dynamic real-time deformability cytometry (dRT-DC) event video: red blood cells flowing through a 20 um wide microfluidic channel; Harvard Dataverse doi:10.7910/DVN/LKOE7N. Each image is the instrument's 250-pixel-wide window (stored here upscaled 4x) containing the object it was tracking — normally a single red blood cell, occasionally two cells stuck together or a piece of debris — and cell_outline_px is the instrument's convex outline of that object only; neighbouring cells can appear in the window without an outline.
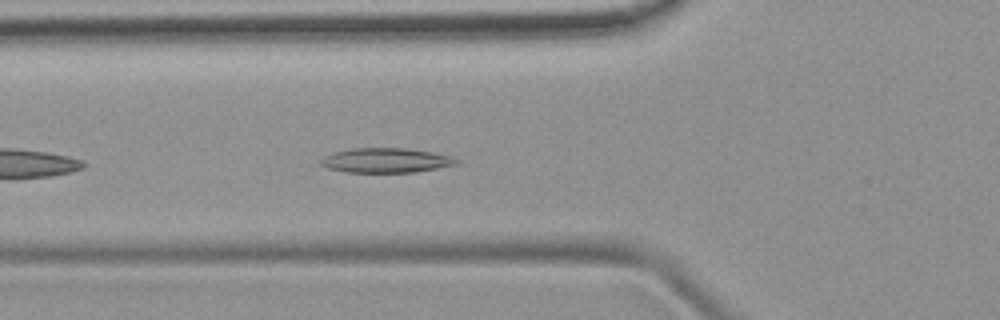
{"species": "common noctule bat (a hibernating species)", "species_latin": "Nyctalus noctula", "temperature_condition": "room temperature", "stored_images_in_passage": 8, "camera_frame_rate_fps": 3000, "um_per_image_px": 0.085, "animal": {"sex": "female", "body_mass_g": 19.9}, "frame": {"image": 1, "passage_image": 5, "time_ms": 1.333, "image_size_px": [1000, 320], "cell_outline_px": [[460, 164], [416, 172], [344, 172], [328, 168], [320, 164], [320, 160], [324, 156], [332, 152], [352, 148], [404, 148], [432, 152], [452, 156], [460, 160]], "centroid_in_image_um": [32.82, 13.63], "position_along_channel_um": 93.0, "area_um2": 19.65}}